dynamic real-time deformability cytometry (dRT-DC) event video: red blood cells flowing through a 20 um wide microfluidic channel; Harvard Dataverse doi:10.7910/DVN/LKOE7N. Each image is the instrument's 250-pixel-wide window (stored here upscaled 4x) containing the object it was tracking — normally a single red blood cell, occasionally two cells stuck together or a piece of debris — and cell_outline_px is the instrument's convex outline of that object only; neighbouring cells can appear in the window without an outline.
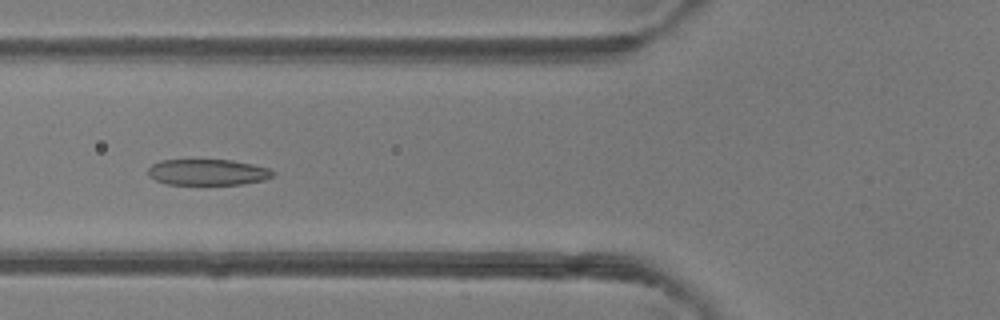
{"species": "common noctule bat (a hibernating species)", "species_latin": "Nyctalus noctula", "temperature_condition": "room temperature", "stored_images_in_passage": 49, "camera_frame_rate_fps": 3000, "um_per_image_px": 0.085, "animal": {"sex": "female"}, "frame": {"image": 1, "passage_image": 19, "time_ms": 6.0, "image_size_px": [1000, 320], "cell_outline_px": [[276, 176], [264, 180], [244, 184], [168, 184], [156, 180], [148, 176], [148, 168], [152, 164], [160, 160], [232, 160], [252, 164], [268, 168], [276, 172]], "centroid_in_image_um": [17.69, 14.64], "position_along_channel_um": 108.1, "area_um2": 19.02}}
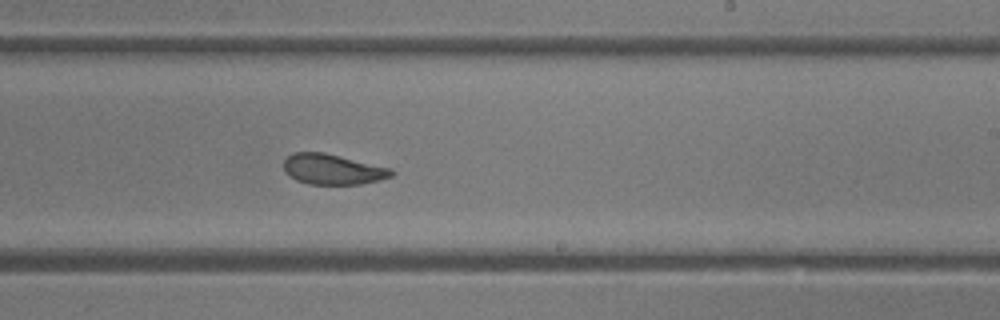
{"frame": {"image": 2, "passage_image": 30, "time_ms": 9.667, "image_size_px": [1000, 320], "cell_outline_px": [[396, 172], [392, 176], [380, 180], [360, 184], [308, 184], [296, 180], [284, 172], [284, 160], [292, 152], [324, 152], [392, 168]], "centroid_in_image_um": [28.29, 14.39], "position_along_channel_um": 260.7, "area_um2": 19.25}}
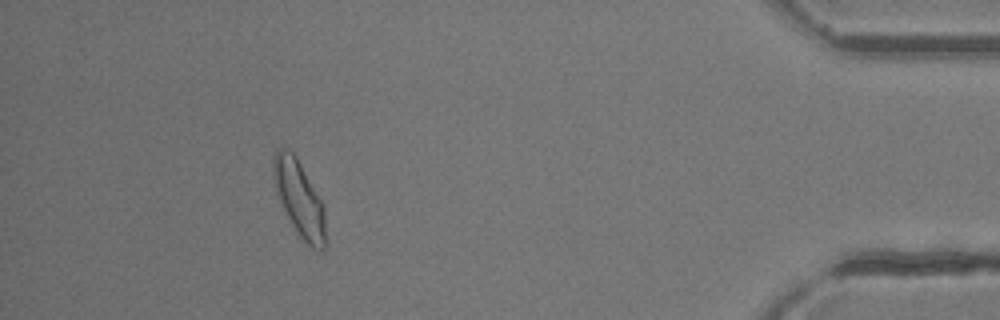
{"frame": {"image": 3, "passage_image": 45, "time_ms": 14.667, "image_size_px": [1000, 320], "cell_outline_px": [[324, 248], [320, 252], [312, 248], [300, 236], [292, 224], [276, 192], [272, 168], [272, 160], [276, 148], [288, 148], [296, 156], [324, 204]], "centroid_in_image_um": [25.42, 16.82], "position_along_channel_um": 409.8, "area_um2": 22.72}, "authors_computed_cell_mechanics": {"area_um2": 21.3282, "velocity_mm_per_s": 4.1635, "shape_relaxation_time_tau1_ms": 4.9624, "shape_relaxation_time_tau2_ms": 1.2437, "deformation_change_tau1": 0.1501, "deformation_change_tau2": 0.0735}}